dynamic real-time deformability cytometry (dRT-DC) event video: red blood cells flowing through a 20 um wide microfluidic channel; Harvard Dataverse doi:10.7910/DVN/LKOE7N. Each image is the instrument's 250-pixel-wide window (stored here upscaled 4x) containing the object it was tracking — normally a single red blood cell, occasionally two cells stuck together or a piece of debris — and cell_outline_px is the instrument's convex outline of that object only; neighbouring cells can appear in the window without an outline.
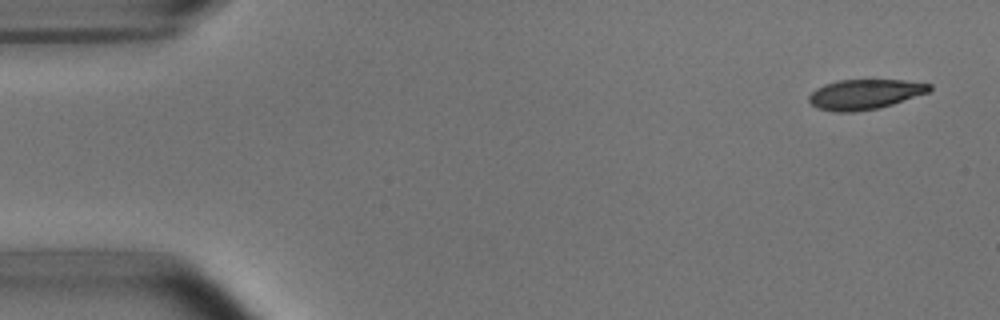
{"species": "common noctule bat (a hibernating species)", "species_latin": "Nyctalus noctula", "temperature_condition": "room temperature", "stored_images_in_passage": 51, "camera_frame_rate_fps": 3000, "um_per_image_px": 0.085, "animal": {"sex": "male", "body_mass_g": 15.6}, "frame": {"image": 1, "passage_image": 1, "time_ms": 0.0, "image_size_px": [1000, 320], "cell_outline_px": [[932, 88], [928, 92], [892, 104], [876, 108], [852, 112], [836, 112], [816, 108], [808, 100], [808, 96], [816, 88], [824, 84], [836, 80], [904, 80], [932, 84]], "centroid_in_image_um": [73.47, 8.0], "position_along_channel_um": 11.5, "area_um2": 20.98}}
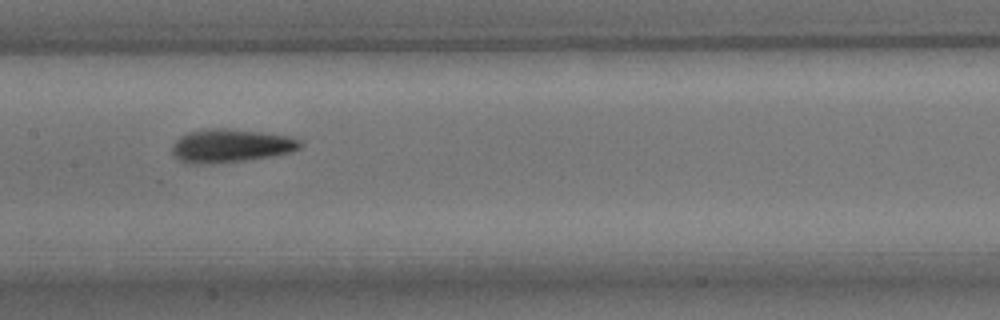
{"frame": {"image": 2, "passage_image": 24, "time_ms": 7.667, "image_size_px": [1000, 320], "cell_outline_px": [[304, 144], [300, 148], [292, 152], [272, 156], [244, 160], [208, 164], [188, 164], [176, 160], [172, 156], [172, 144], [180, 136], [188, 132], [208, 128], [228, 128], [260, 132], [288, 136], [300, 140]], "centroid_in_image_um": [19.56, 12.39], "position_along_channel_um": 187.8, "area_um2": 25.2}}
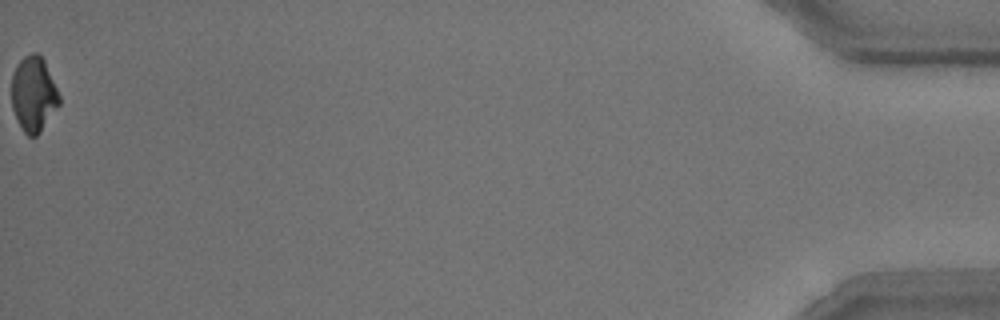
{"frame": {"image": 3, "passage_image": 51, "time_ms": 16.667, "image_size_px": [1000, 320], "cell_outline_px": [[60, 104], [40, 132], [36, 136], [28, 136], [24, 132], [16, 120], [12, 108], [12, 72], [16, 64], [24, 56], [32, 52], [40, 52], [44, 60], [60, 96]], "centroid_in_image_um": [2.84, 7.98], "position_along_channel_um": 432.4, "area_um2": 21.04}, "authors_computed_cell_mechanics": {"area_um2": 22.7732, "velocity_mm_per_s": 3.8011, "shape_relaxation_time_tau1_ms": 3.8974, "shape_relaxation_time_tau2_ms": 3.0554, "deformation_change_tau1": 0.1512, "deformation_change_tau2": 0.0933}}